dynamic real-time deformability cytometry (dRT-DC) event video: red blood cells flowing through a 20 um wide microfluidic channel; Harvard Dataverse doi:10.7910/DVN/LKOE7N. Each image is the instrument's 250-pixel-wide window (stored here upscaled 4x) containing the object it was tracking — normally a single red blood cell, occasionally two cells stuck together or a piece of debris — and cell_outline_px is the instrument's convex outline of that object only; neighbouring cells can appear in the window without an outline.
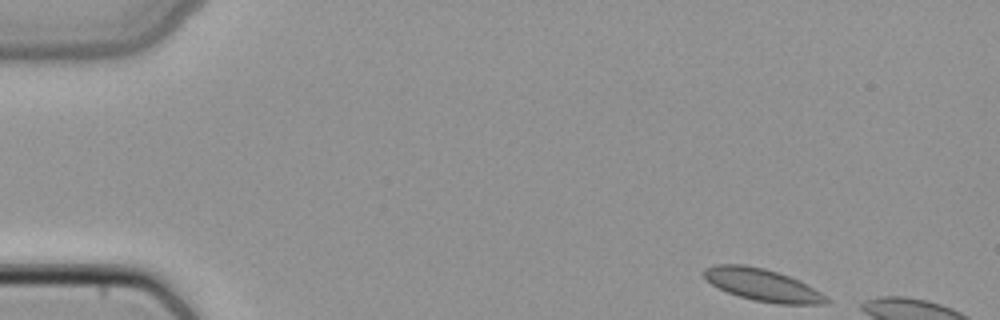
{"species": "common noctule bat (a hibernating species)", "species_latin": "Nyctalus noctula", "temperature_condition": "cold", "stored_images_in_passage": 3, "camera_frame_rate_fps": 3000, "um_per_image_px": 0.085, "animal": {"sex": "female", "body_mass_g": 22.7, "forearm_length_mm": 54.2}, "frame": {"image": 1, "passage_image": 1, "time_ms": 0.0, "image_size_px": [1000, 320], "cell_outline_px": [[832, 300], [828, 304], [776, 304], [756, 300], [740, 296], [728, 292], [712, 284], [704, 276], [704, 268], [716, 264], [744, 264], [764, 268], [788, 276], [828, 296]], "centroid_in_image_um": [64.83, 24.22], "position_along_channel_um": 20.2, "area_um2": 22.66}}